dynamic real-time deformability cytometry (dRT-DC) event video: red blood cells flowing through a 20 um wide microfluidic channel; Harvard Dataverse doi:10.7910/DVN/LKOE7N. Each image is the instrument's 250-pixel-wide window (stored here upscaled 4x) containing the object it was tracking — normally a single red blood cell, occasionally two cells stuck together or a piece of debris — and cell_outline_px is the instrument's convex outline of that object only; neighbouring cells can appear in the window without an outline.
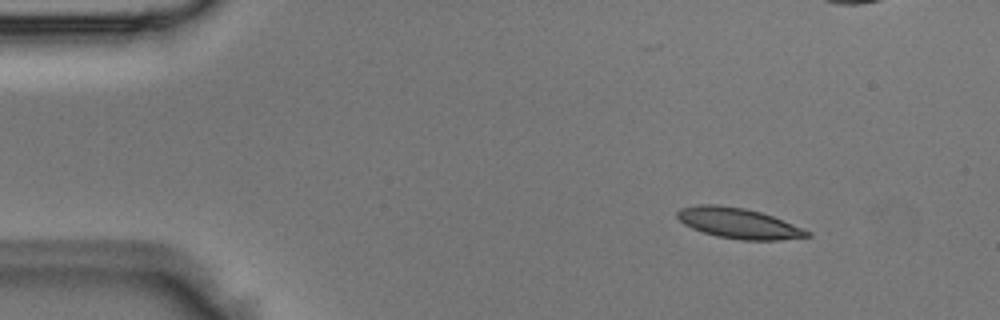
{"species": "Egyptian fruit bat (a non-hibernating species)", "species_latin": "Rousettus aegyptiacus", "temperature_condition": "room temperature", "stored_images_in_passage": 5, "camera_frame_rate_fps": 3000, "um_per_image_px": 0.085, "animal": {"sex": "male"}, "frame": {"image": 1, "passage_image": 2, "time_ms": 0.333, "image_size_px": [1000, 320], "cell_outline_px": [[812, 236], [776, 240], [740, 240], [716, 236], [692, 228], [684, 224], [676, 216], [676, 212], [680, 208], [696, 204], [720, 204], [744, 208], [760, 212], [772, 216], [812, 232]], "centroid_in_image_um": [62.74, 18.96], "position_along_channel_um": 22.3, "area_um2": 23.06}}